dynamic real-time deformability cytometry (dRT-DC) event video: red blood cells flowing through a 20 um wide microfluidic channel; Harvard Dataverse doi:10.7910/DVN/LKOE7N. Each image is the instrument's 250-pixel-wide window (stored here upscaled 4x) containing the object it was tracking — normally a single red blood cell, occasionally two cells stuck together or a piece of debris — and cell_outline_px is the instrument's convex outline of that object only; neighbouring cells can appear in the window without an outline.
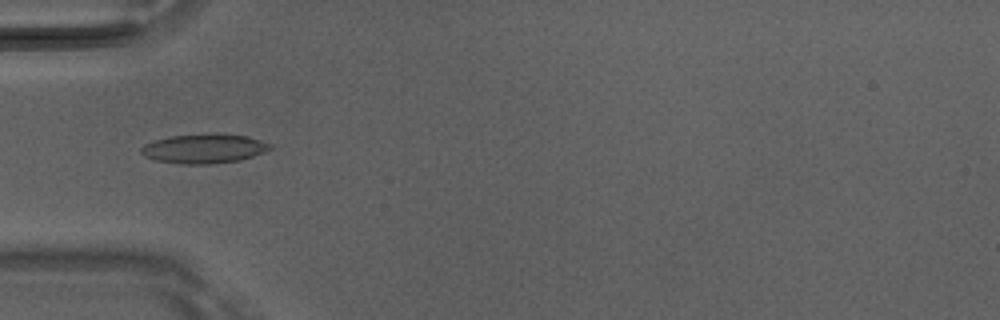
{"species": "Egyptian fruit bat (a non-hibernating species)", "species_latin": "Rousettus aegyptiacus", "temperature_condition": "room temperature", "stored_images_in_passage": 44, "camera_frame_rate_fps": 3000, "um_per_image_px": 0.085, "animal": {"sex": "male"}, "frame": {"image": 1, "passage_image": 17, "time_ms": 5.333, "image_size_px": [1000, 320], "cell_outline_px": [[272, 148], [264, 152], [240, 160], [208, 164], [180, 164], [156, 160], [144, 156], [140, 152], [140, 148], [144, 144], [152, 140], [172, 136], [208, 132], [220, 132], [248, 136], [272, 144]], "centroid_in_image_um": [17.34, 12.6], "position_along_channel_um": 67.7, "area_um2": 22.54}}
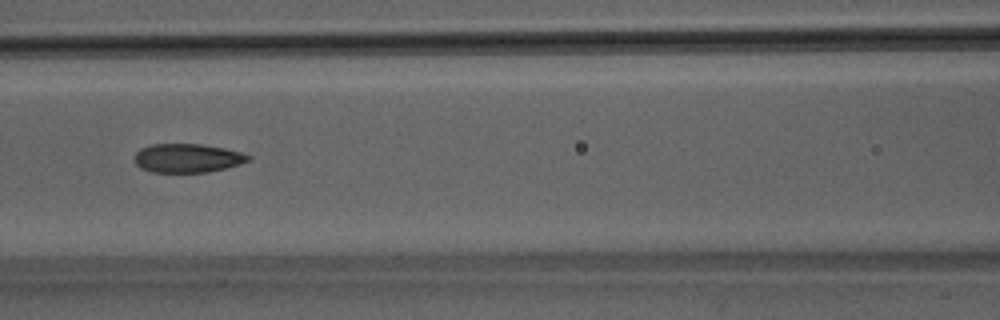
{"frame": {"image": 2, "passage_image": 23, "time_ms": 7.333, "image_size_px": [1000, 320], "cell_outline_px": [[252, 160], [240, 164], [208, 172], [152, 172], [140, 168], [136, 164], [136, 152], [140, 148], [152, 144], [200, 144], [224, 148], [240, 152], [252, 156]], "centroid_in_image_um": [15.95, 13.44], "position_along_channel_um": 150.7, "area_um2": 19.07}}
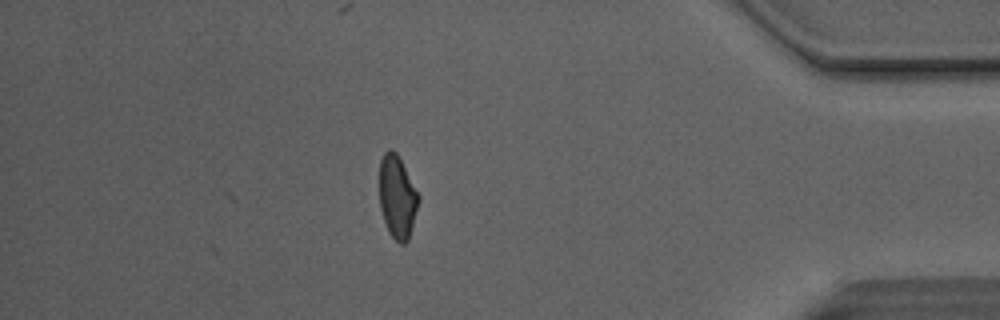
{"frame": {"image": 3, "passage_image": 44, "time_ms": 14.333, "image_size_px": [1000, 320], "cell_outline_px": [[420, 200], [408, 240], [404, 244], [400, 244], [388, 232], [380, 208], [380, 160], [384, 152], [388, 148], [392, 148], [396, 152], [420, 196]], "centroid_in_image_um": [33.77, 16.73], "position_along_channel_um": 401.4, "area_um2": 18.84}, "authors_computed_cell_mechanics": {"area_um2": 19.8832, "velocity_mm_per_s": 4.166, "shape_relaxation_time_tau1_ms": 4.5065, "shape_relaxation_time_tau2_ms": 1.1638, "deformation_change_tau1": 0.1477, "deformation_change_tau2": 0.0613}}